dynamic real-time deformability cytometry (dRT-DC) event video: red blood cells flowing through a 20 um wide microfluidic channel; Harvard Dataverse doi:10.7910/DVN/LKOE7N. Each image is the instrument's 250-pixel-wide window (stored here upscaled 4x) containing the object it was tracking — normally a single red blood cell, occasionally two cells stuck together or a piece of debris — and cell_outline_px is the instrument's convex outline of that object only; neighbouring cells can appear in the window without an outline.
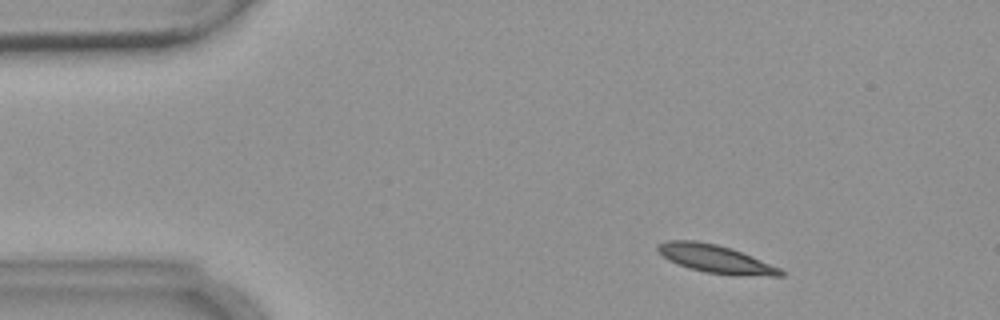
{"species": "common noctule bat (a hibernating species)", "species_latin": "Nyctalus noctula", "temperature_condition": "warm", "stored_images_in_passage": 3, "camera_frame_rate_fps": 3000, "um_per_image_px": 0.085, "animal": {"sex": "female", "body_mass_g": 18.4}, "frame": {"image": 1, "passage_image": 1, "time_ms": 0.0, "image_size_px": [1000, 320], "cell_outline_px": [[784, 276], [732, 276], [704, 272], [688, 268], [668, 260], [656, 248], [656, 244], [668, 240], [696, 240], [716, 244], [732, 248], [780, 268], [784, 272]], "centroid_in_image_um": [60.82, 22.02], "position_along_channel_um": 24.2, "area_um2": 20.29}}